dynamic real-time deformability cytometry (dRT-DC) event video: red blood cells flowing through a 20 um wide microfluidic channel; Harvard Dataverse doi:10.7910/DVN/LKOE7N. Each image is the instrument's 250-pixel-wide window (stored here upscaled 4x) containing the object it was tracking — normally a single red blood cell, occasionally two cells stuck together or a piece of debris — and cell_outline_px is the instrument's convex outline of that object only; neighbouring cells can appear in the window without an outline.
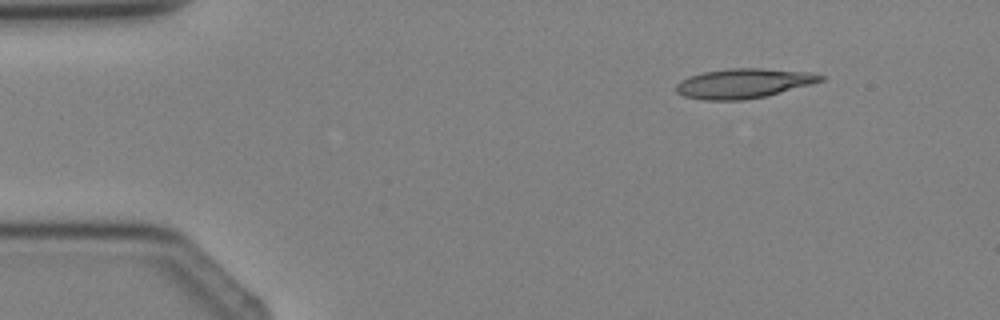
{"species": "Egyptian fruit bat (a non-hibernating species)", "species_latin": "Rousettus aegyptiacus", "temperature_condition": "cold", "stored_images_in_passage": 3, "camera_frame_rate_fps": 3000, "um_per_image_px": 0.085, "animal": {"sex": "female"}, "frame": {"image": 1, "passage_image": 2, "time_ms": 1.0, "image_size_px": [1000, 320], "cell_outline_px": [[824, 80], [812, 84], [764, 96], [744, 100], [704, 100], [684, 96], [676, 92], [676, 84], [680, 80], [688, 76], [704, 72], [732, 68], [764, 68], [808, 72], [824, 76]], "centroid_in_image_um": [63.17, 7.08], "position_along_channel_um": 21.8, "area_um2": 24.85}}
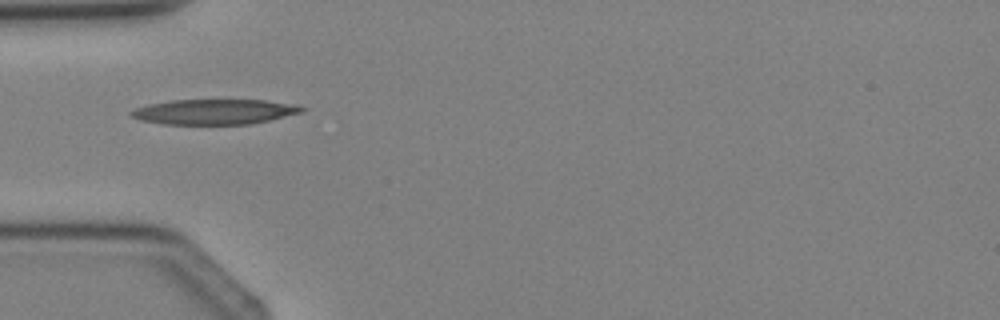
{"frame": {"image": 2, "passage_image": 3, "time_ms": 3.333, "image_size_px": [1000, 320], "cell_outline_px": [[308, 108], [304, 112], [252, 124], [164, 124], [140, 120], [132, 116], [128, 112], [136, 108], [148, 104], [172, 100], [268, 100], [300, 104]], "centroid_in_image_um": [18.32, 9.49], "position_along_channel_um": 66.7, "area_um2": 25.32}}